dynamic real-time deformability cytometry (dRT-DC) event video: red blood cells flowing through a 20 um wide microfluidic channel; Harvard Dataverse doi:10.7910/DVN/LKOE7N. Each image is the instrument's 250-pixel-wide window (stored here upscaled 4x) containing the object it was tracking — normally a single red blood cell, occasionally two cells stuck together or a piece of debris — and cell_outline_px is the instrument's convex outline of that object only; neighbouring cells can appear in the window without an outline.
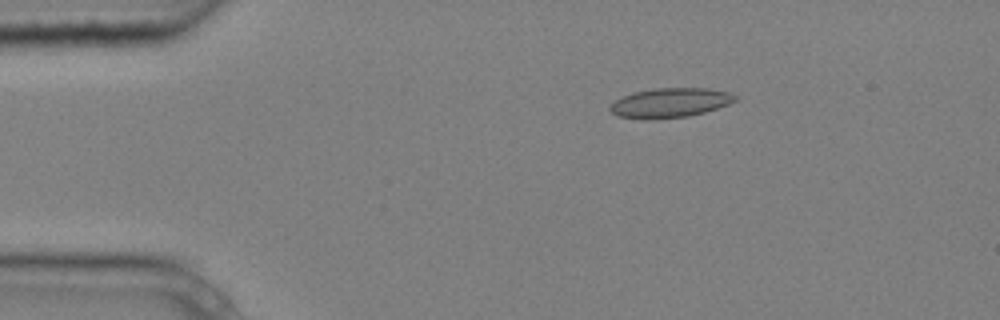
{"species": "common noctule bat (a hibernating species)", "species_latin": "Nyctalus noctula", "temperature_condition": "cold", "stored_images_in_passage": 5, "camera_frame_rate_fps": 3000, "um_per_image_px": 0.085, "animal": {"sex": "male", "body_mass_g": 20.4}, "frame": {"image": 1, "passage_image": 2, "time_ms": 0.333, "image_size_px": [1000, 320], "cell_outline_px": [[736, 100], [728, 104], [704, 112], [688, 116], [652, 120], [644, 120], [616, 116], [608, 108], [616, 100], [632, 92], [652, 88], [708, 88], [728, 92], [736, 96]], "centroid_in_image_um": [56.91, 8.74], "position_along_channel_um": 28.1, "area_um2": 21.62}}
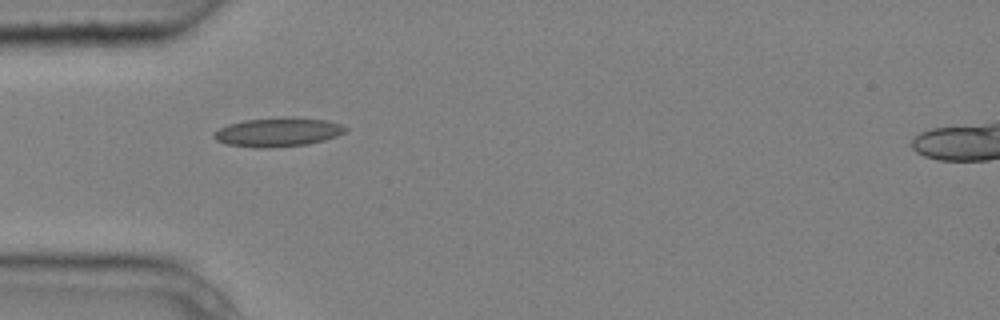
{"frame": {"image": 2, "passage_image": 4, "time_ms": 1.0, "image_size_px": [1000, 320], "cell_outline_px": [[348, 128], [344, 132], [336, 136], [324, 140], [308, 144], [268, 148], [256, 148], [224, 144], [216, 140], [212, 136], [212, 132], [228, 124], [244, 120], [284, 116], [292, 116], [324, 120], [340, 124]], "centroid_in_image_um": [23.57, 11.22], "position_along_channel_um": 61.4, "area_um2": 22.48}}
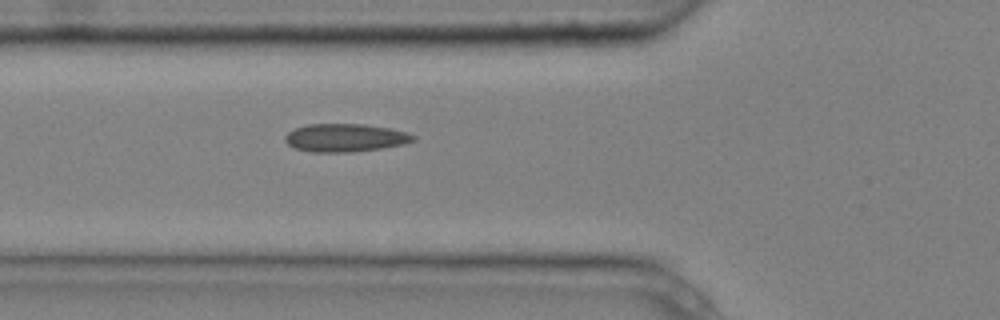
{"frame": {"image": 3, "passage_image": 5, "time_ms": 1.333, "image_size_px": [1000, 320], "cell_outline_px": [[416, 140], [404, 144], [380, 148], [352, 152], [312, 152], [296, 148], [288, 144], [284, 140], [284, 136], [292, 128], [308, 124], [364, 124], [392, 128], [408, 132], [416, 136]], "centroid_in_image_um": [29.35, 11.7], "position_along_channel_um": 96.4, "area_um2": 21.15}}